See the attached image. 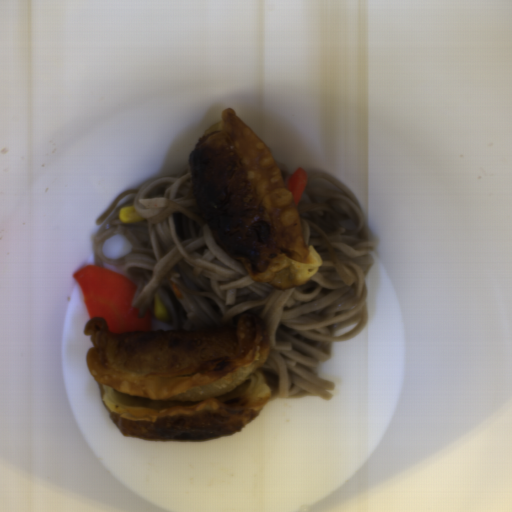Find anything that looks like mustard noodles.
Wrapping results in <instances>:
<instances>
[{
  "instance_id": "obj_2",
  "label": "mustard noodles",
  "mask_w": 512,
  "mask_h": 512,
  "mask_svg": "<svg viewBox=\"0 0 512 512\" xmlns=\"http://www.w3.org/2000/svg\"><path fill=\"white\" fill-rule=\"evenodd\" d=\"M276 164L278 165V167L280 168V170L282 171L283 175H284V178H285V181L286 183L288 182L289 178L296 172V171H290L287 169L286 165L279 162V161H275Z\"/></svg>"
},
{
  "instance_id": "obj_1",
  "label": "mustard noodles",
  "mask_w": 512,
  "mask_h": 512,
  "mask_svg": "<svg viewBox=\"0 0 512 512\" xmlns=\"http://www.w3.org/2000/svg\"><path fill=\"white\" fill-rule=\"evenodd\" d=\"M296 205L305 242L321 256L317 273L288 289L257 282L216 244L199 215L190 165L178 175L125 190L96 220L93 266L121 268L135 285L138 319L154 314L157 294L171 331L228 327L246 313L264 322L270 352L260 367L276 399L331 401L335 383L320 377L333 342H347L368 323L367 274L375 238L355 196L336 177L308 172ZM145 218L120 223V208ZM123 235L132 250L102 255L105 240Z\"/></svg>"
}]
</instances>
